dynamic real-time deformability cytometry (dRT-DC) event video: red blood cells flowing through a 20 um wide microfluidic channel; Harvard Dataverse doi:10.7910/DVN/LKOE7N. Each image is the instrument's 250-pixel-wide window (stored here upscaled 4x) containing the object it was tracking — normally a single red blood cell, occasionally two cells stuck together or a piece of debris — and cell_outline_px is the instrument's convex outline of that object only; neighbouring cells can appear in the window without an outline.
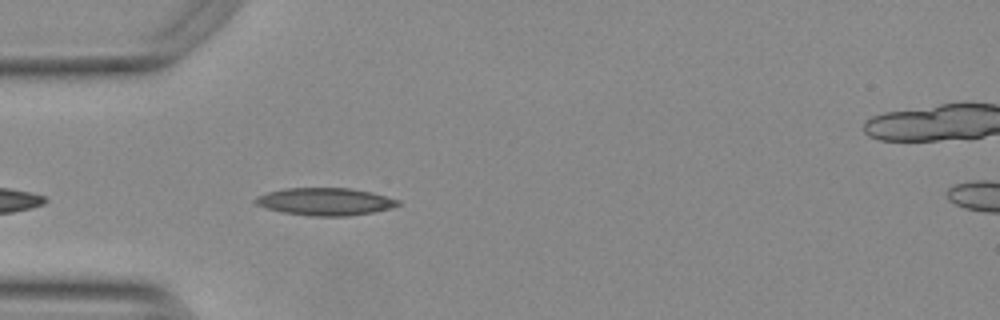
{"species": "Egyptian fruit bat (a non-hibernating species)", "species_latin": "Rousettus aegyptiacus", "temperature_condition": "warm", "stored_images_in_passage": 8, "camera_frame_rate_fps": 3000, "um_per_image_px": 0.085, "animal": {"sex": "female"}, "frame": {"image": 1, "passage_image": 4, "time_ms": 1.0, "image_size_px": [1000, 320], "cell_outline_px": [[400, 204], [388, 208], [372, 212], [348, 216], [312, 216], [280, 212], [256, 204], [252, 200], [256, 196], [268, 192], [284, 188], [348, 188], [372, 192], [400, 200]], "centroid_in_image_um": [27.6, 17.13], "position_along_channel_um": 57.4, "area_um2": 22.77}}